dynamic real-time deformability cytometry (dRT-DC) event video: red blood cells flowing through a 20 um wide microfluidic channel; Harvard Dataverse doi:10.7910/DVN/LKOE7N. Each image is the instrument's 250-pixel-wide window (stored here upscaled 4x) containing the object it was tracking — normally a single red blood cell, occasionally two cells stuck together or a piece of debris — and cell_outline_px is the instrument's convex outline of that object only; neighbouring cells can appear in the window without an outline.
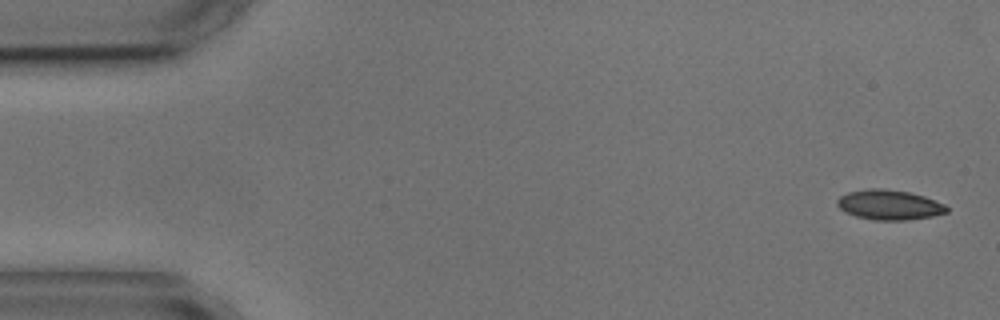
{"species": "common noctule bat (a hibernating species)", "species_latin": "Nyctalus noctula", "temperature_condition": "cold", "stored_images_in_passage": 4, "camera_frame_rate_fps": 3000, "um_per_image_px": 0.085, "animal": {"sex": "male", "body_mass_g": 17.9, "forearm_length_mm": 54.2}, "frame": {"image": 1, "passage_image": 1, "time_ms": 0.0, "image_size_px": [1000, 320], "cell_outline_px": [[948, 212], [932, 216], [908, 220], [876, 220], [856, 216], [840, 208], [836, 204], [836, 200], [840, 196], [848, 192], [868, 188], [880, 188], [908, 192], [924, 196], [944, 204], [948, 208]], "centroid_in_image_um": [75.59, 17.41], "position_along_channel_um": 9.4, "area_um2": 18.96}}
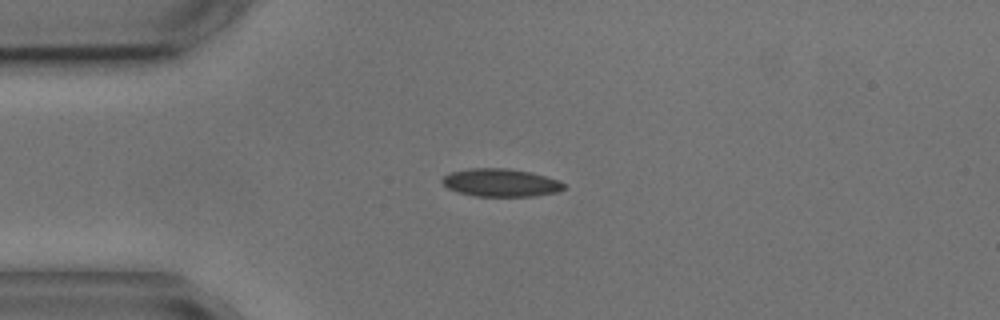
{"frame": {"image": 2, "passage_image": 4, "time_ms": 3.667, "image_size_px": [1000, 320], "cell_outline_px": [[568, 188], [556, 192], [532, 196], [476, 196], [460, 192], [448, 188], [440, 180], [444, 176], [452, 172], [468, 168], [504, 168], [532, 172], [560, 180]], "centroid_in_image_um": [42.6, 15.52], "position_along_channel_um": 42.4, "area_um2": 19.77}}